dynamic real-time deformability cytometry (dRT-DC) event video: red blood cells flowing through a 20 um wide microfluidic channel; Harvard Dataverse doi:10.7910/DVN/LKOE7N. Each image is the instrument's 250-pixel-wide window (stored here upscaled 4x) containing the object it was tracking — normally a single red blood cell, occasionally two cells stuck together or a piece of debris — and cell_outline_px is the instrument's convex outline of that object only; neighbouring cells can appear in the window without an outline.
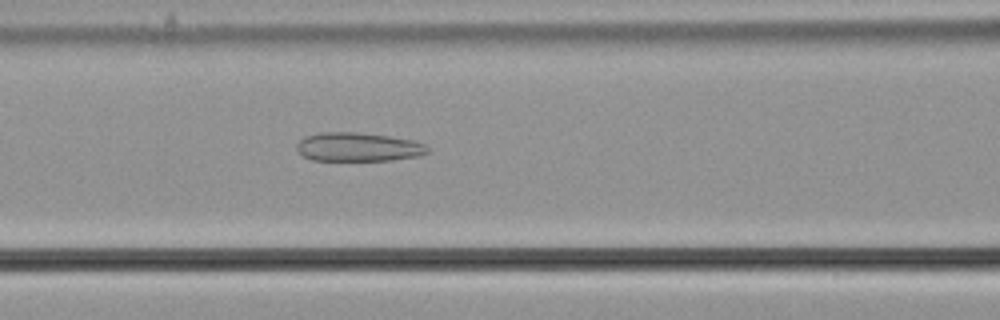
{"species": "common noctule bat (a hibernating species)", "species_latin": "Nyctalus noctula", "temperature_condition": "cold", "stored_images_in_passage": 52, "camera_frame_rate_fps": 3000, "um_per_image_px": 0.085, "animal": {"sex": "male", "body_mass_g": 21.5, "forearm_length_mm": 52.0}, "frame": {"image": 1, "passage_image": 24, "time_ms": 7.667, "image_size_px": [1000, 320], "cell_outline_px": [[428, 152], [420, 156], [392, 160], [312, 160], [296, 152], [296, 144], [304, 136], [320, 132], [356, 132], [388, 136], [412, 140], [424, 144], [428, 148]], "centroid_in_image_um": [30.4, 12.49], "position_along_channel_um": 136.2, "area_um2": 22.02}}
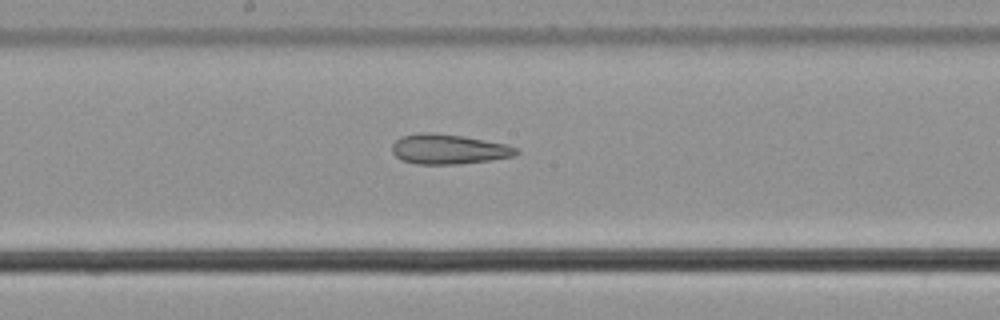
{"frame": {"image": 2, "passage_image": 30, "time_ms": 9.667, "image_size_px": [1000, 320], "cell_outline_px": [[520, 152], [516, 156], [460, 164], [416, 164], [400, 160], [392, 152], [392, 144], [400, 136], [420, 132], [428, 132], [464, 136], [508, 144], [516, 148]], "centroid_in_image_um": [38.12, 12.67], "position_along_channel_um": 210.1, "area_um2": 21.85}}
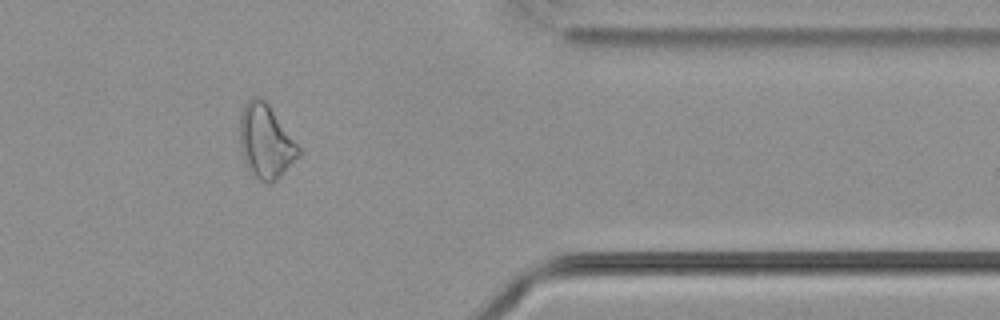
{"frame": {"image": 3, "passage_image": 46, "time_ms": 15.0, "image_size_px": [1000, 320], "cell_outline_px": [[300, 156], [272, 184], [268, 184], [260, 180], [248, 168], [244, 160], [240, 148], [240, 116], [244, 104], [252, 96], [260, 96], [268, 104], [300, 148]], "centroid_in_image_um": [22.57, 12.02], "position_along_channel_um": 388.8, "area_um2": 25.09}, "authors_computed_cell_mechanics": {"area_um2": 24.8251, "velocity_mm_per_s": 3.6961, "shape_relaxation_time_tau1_ms": null, "shape_relaxation_time_tau2_ms": 5.0678, "deformation_change_tau1": null, "deformation_change_tau2": 0.1647}}